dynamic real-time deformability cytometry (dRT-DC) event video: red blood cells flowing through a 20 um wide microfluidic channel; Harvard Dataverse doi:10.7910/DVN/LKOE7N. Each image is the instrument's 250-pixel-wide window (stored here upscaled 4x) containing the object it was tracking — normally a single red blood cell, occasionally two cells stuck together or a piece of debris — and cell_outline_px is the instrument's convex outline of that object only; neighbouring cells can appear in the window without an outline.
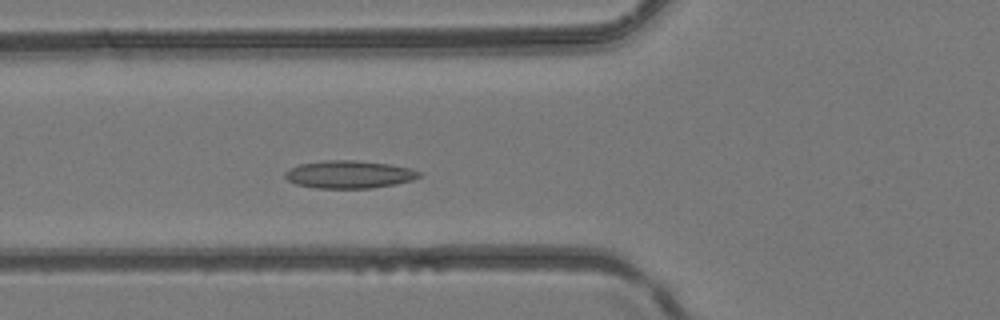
{"species": "common noctule bat (a hibernating species)", "species_latin": "Nyctalus noctula", "temperature_condition": "room temperature", "stored_images_in_passage": 29, "camera_frame_rate_fps": 3000, "um_per_image_px": 0.085, "animal": {"sex": "female", "body_mass_g": 24.6, "forearm_length_mm": 56.2}, "frame": {"image": 1, "passage_image": 7, "time_ms": 2.0, "image_size_px": [1000, 320], "cell_outline_px": [[420, 176], [412, 180], [396, 184], [372, 188], [312, 188], [296, 184], [288, 180], [284, 176], [284, 172], [300, 164], [324, 160], [356, 160], [392, 164], [408, 168], [420, 172]], "centroid_in_image_um": [29.66, 14.82], "position_along_channel_um": 96.1, "area_um2": 21.68}}
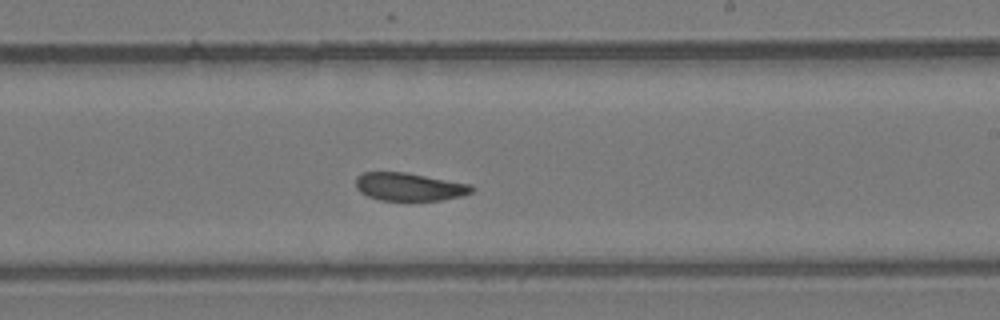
{"frame": {"image": 2, "passage_image": 18, "time_ms": 5.667, "image_size_px": [1000, 320], "cell_outline_px": [[476, 188], [472, 192], [464, 196], [440, 200], [380, 200], [368, 196], [360, 192], [356, 188], [356, 176], [364, 172], [404, 172], [472, 184]], "centroid_in_image_um": [34.82, 15.87], "position_along_channel_um": 254.2, "area_um2": 19.02}}
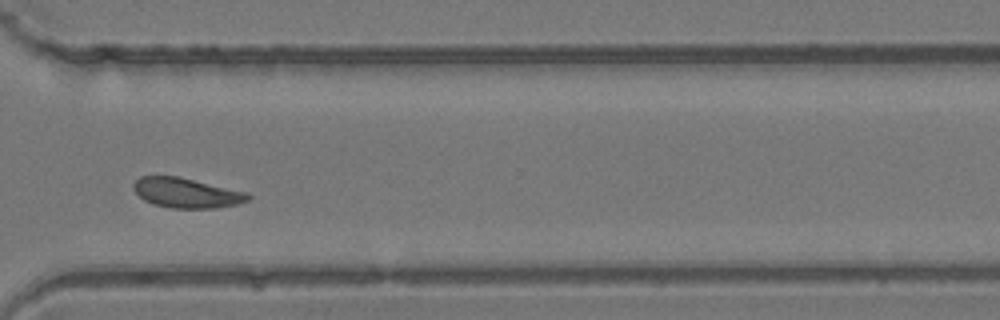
{"frame": {"image": 3, "passage_image": 25, "time_ms": 8.0, "image_size_px": [1000, 320], "cell_outline_px": [[252, 196], [248, 200], [236, 204], [216, 208], [172, 208], [152, 204], [144, 200], [132, 188], [132, 184], [140, 176], [176, 176], [248, 192]], "centroid_in_image_um": [15.84, 16.4], "position_along_channel_um": 354.8, "area_um2": 19.88}}